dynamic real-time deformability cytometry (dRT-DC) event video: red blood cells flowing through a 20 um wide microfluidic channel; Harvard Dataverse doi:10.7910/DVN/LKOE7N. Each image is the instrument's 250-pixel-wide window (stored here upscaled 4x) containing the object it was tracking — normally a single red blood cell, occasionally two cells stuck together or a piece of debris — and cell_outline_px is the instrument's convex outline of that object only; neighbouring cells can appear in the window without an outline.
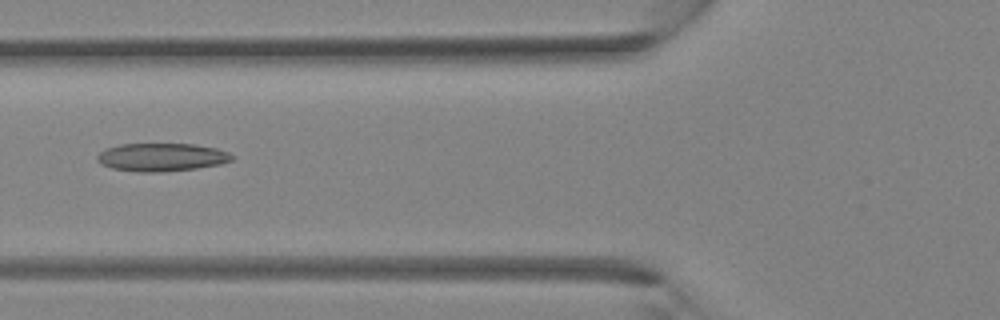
{"species": "Egyptian fruit bat (a non-hibernating species)", "species_latin": "Rousettus aegyptiacus", "temperature_condition": "room temperature", "stored_images_in_passage": 30, "camera_frame_rate_fps": 3000, "um_per_image_px": 0.085, "animal": {"sex": "female"}, "frame": {"image": 1, "passage_image": 7, "time_ms": 2.0, "image_size_px": [1000, 320], "cell_outline_px": [[236, 156], [232, 160], [220, 164], [196, 168], [164, 172], [136, 172], [112, 168], [100, 164], [96, 160], [96, 156], [100, 152], [108, 148], [120, 144], [192, 144], [216, 148], [228, 152]], "centroid_in_image_um": [13.73, 13.37], "position_along_channel_um": 112.1, "area_um2": 22.14}}
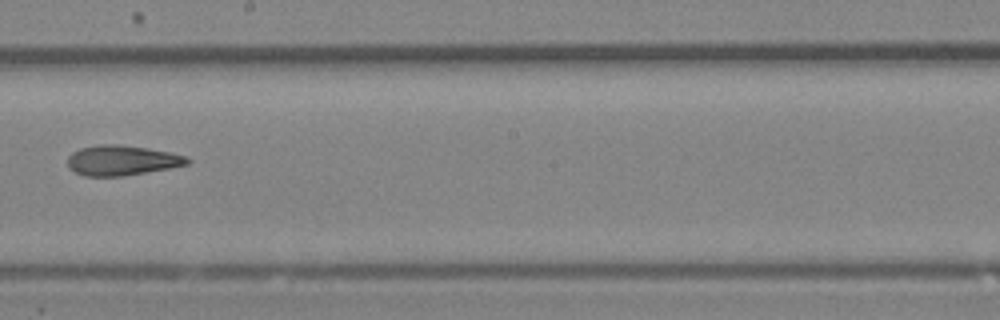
{"frame": {"image": 2, "passage_image": 14, "time_ms": 4.333, "image_size_px": [1000, 320], "cell_outline_px": [[192, 160], [188, 164], [168, 168], [124, 176], [84, 176], [76, 172], [68, 164], [68, 156], [72, 152], [80, 148], [100, 144], [116, 144], [148, 148], [172, 152], [188, 156]], "centroid_in_image_um": [10.4, 13.62], "position_along_channel_um": 237.8, "area_um2": 20.98}}
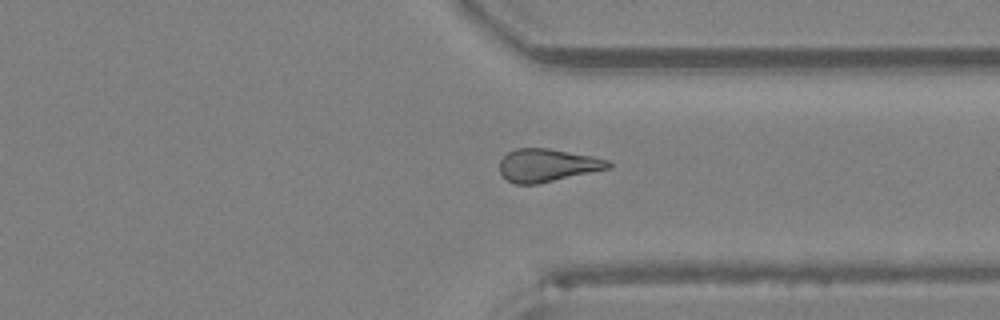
{"frame": {"image": 3, "passage_image": 21, "time_ms": 6.667, "image_size_px": [1000, 320], "cell_outline_px": [[612, 168], [536, 184], [516, 184], [508, 180], [500, 172], [500, 160], [508, 152], [516, 148], [548, 148], [592, 156], [608, 160], [612, 164]], "centroid_in_image_um": [46.54, 14.04], "position_along_channel_um": 364.9, "area_um2": 20.75}}